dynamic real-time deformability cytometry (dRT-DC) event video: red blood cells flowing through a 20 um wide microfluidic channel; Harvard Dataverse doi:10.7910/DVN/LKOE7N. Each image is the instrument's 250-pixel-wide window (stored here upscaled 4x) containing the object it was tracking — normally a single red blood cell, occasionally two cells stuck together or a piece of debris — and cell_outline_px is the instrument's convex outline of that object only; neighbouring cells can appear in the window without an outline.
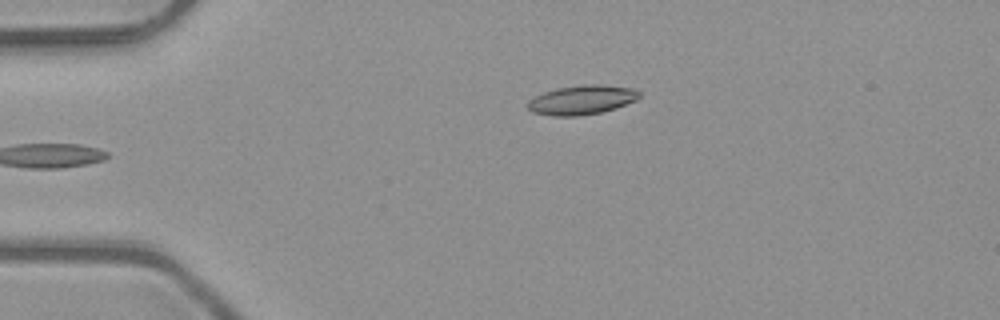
{"species": "common noctule bat (a hibernating species)", "species_latin": "Nyctalus noctula", "temperature_condition": "room temperature", "stored_images_in_passage": 4, "camera_frame_rate_fps": 3000, "um_per_image_px": 0.085, "animal": {"sex": "male", "body_mass_g": 23.1, "forearm_length_mm": 52.7}, "frame": {"image": 1, "passage_image": 4, "time_ms": 1.0, "image_size_px": [1000, 320], "cell_outline_px": [[640, 96], [636, 100], [616, 108], [600, 112], [576, 116], [552, 116], [532, 112], [528, 108], [528, 100], [544, 92], [556, 88], [584, 84], [600, 84], [636, 88], [640, 92]], "centroid_in_image_um": [49.47, 8.48], "position_along_channel_um": 35.5, "area_um2": 19.13}}